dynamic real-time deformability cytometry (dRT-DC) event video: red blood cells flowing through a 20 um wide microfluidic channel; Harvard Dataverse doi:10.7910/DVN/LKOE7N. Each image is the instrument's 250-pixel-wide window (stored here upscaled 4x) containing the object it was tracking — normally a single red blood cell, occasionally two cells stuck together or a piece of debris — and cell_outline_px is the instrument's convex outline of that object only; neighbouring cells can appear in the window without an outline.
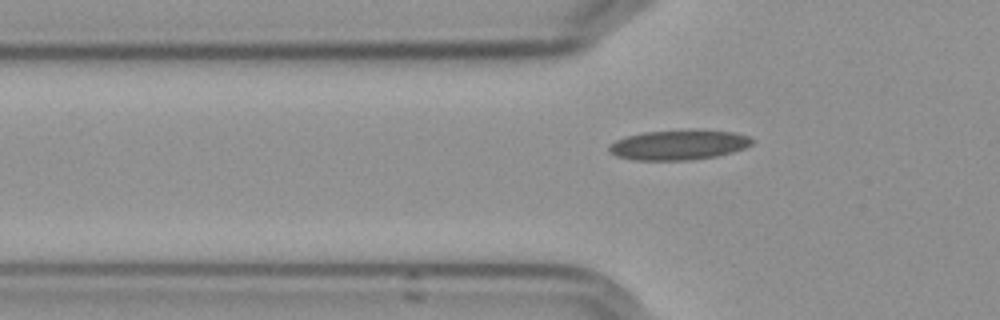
{"species": "Egyptian fruit bat (a non-hibernating species)", "species_latin": "Rousettus aegyptiacus", "temperature_condition": "cold", "stored_images_in_passage": 38, "camera_frame_rate_fps": 3000, "um_per_image_px": 0.085, "frame": {"image": 1, "passage_image": 6, "time_ms": 1.667, "image_size_px": [1000, 320], "cell_outline_px": [[752, 144], [744, 148], [732, 152], [716, 156], [688, 160], [636, 160], [616, 156], [608, 148], [608, 144], [624, 136], [644, 132], [688, 128], [696, 128], [732, 132], [748, 136], [752, 140]], "centroid_in_image_um": [57.67, 12.28], "position_along_channel_um": 68.1, "area_um2": 25.37}}
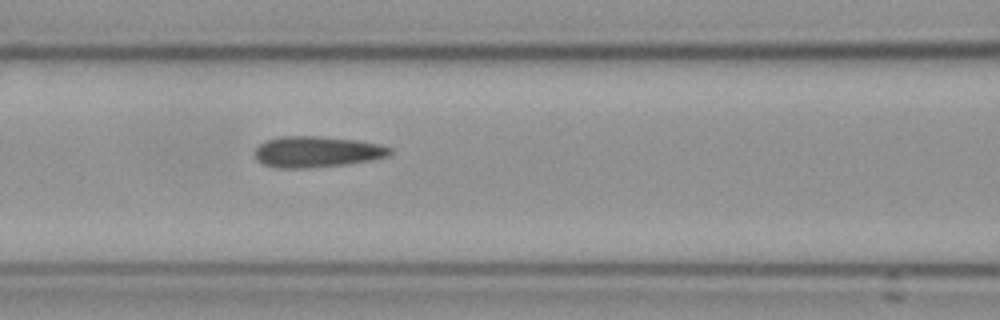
{"frame": {"image": 2, "passage_image": 12, "time_ms": 3.667, "image_size_px": [1000, 320], "cell_outline_px": [[392, 152], [388, 156], [372, 160], [348, 164], [308, 168], [276, 168], [264, 164], [256, 160], [256, 148], [264, 140], [280, 136], [320, 136], [356, 140], [380, 144], [392, 148]], "centroid_in_image_um": [26.94, 12.9], "position_along_channel_um": 139.7, "area_um2": 24.62}}
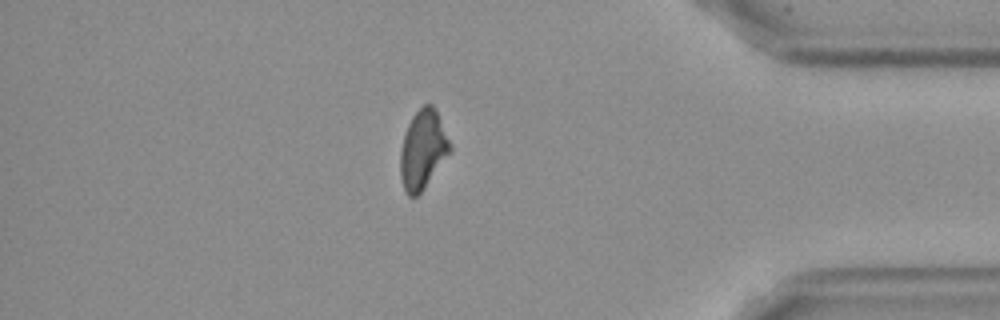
{"frame": {"image": 3, "passage_image": 36, "time_ms": 11.667, "image_size_px": [1000, 320], "cell_outline_px": [[452, 148], [424, 188], [416, 196], [408, 196], [404, 188], [400, 176], [400, 152], [404, 136], [408, 124], [412, 116], [424, 104], [432, 104], [436, 108], [452, 144]], "centroid_in_image_um": [35.95, 12.68], "position_along_channel_um": 399.3, "area_um2": 22.66}}